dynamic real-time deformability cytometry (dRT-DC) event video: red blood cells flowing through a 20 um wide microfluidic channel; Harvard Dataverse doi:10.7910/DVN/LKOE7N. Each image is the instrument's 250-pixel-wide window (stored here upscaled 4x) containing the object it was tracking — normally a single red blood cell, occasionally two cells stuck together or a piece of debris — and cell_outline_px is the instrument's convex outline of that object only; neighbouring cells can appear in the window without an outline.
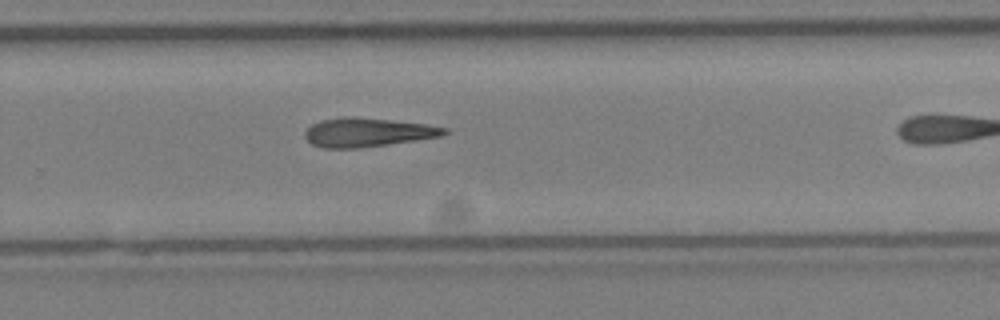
{"species": "Egyptian fruit bat (a non-hibernating species)", "species_latin": "Rousettus aegyptiacus", "temperature_condition": "cold", "stored_images_in_passage": 22, "camera_frame_rate_fps": 3000, "um_per_image_px": 0.085, "animal": {"sex": "female"}, "frame": {"image": 1, "passage_image": 16, "time_ms": 5.0, "image_size_px": [1000, 320], "cell_outline_px": [[448, 132], [440, 136], [388, 144], [360, 148], [324, 148], [312, 144], [304, 136], [304, 132], [312, 124], [320, 120], [348, 116], [356, 116], [424, 124], [448, 128]], "centroid_in_image_um": [31.2, 11.24], "position_along_channel_um": 298.6, "area_um2": 23.29}}